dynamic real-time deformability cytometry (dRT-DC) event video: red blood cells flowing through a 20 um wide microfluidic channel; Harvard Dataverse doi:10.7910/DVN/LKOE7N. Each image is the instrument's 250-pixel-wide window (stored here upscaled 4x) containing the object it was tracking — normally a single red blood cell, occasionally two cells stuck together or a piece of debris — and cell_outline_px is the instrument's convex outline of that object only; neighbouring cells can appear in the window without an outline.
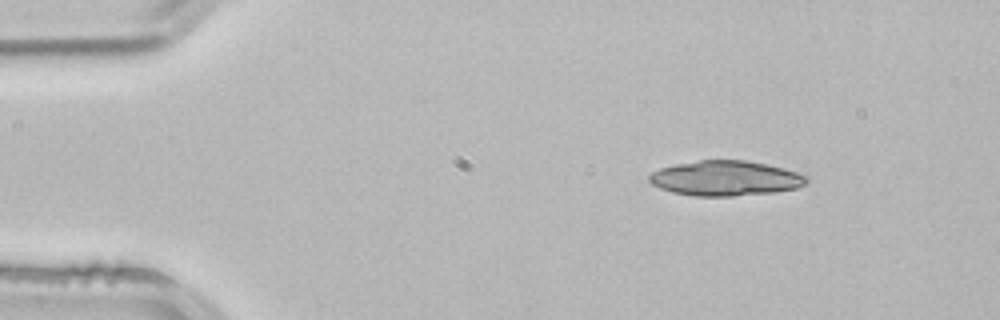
{"species": "common noctule bat (a hibernating species)", "species_latin": "Nyctalus noctula", "temperature_condition": "room temperature", "stored_images_in_passage": 3, "camera_frame_rate_fps": 3000, "um_per_image_px": 0.085, "animal": {"sex": "male", "body_mass_g": 21.5, "forearm_length_mm": 52.0}, "frame": {"image": 1, "passage_image": 1, "time_ms": 0.0, "image_size_px": [1000, 320], "cell_outline_px": [[808, 180], [804, 184], [796, 188], [776, 192], [732, 196], [692, 196], [672, 192], [660, 188], [652, 184], [648, 180], [648, 176], [652, 172], [660, 168], [676, 164], [700, 160], [748, 160], [768, 164], [784, 168], [808, 176]], "centroid_in_image_um": [61.66, 15.15], "position_along_channel_um": 23.3, "area_um2": 32.25}}